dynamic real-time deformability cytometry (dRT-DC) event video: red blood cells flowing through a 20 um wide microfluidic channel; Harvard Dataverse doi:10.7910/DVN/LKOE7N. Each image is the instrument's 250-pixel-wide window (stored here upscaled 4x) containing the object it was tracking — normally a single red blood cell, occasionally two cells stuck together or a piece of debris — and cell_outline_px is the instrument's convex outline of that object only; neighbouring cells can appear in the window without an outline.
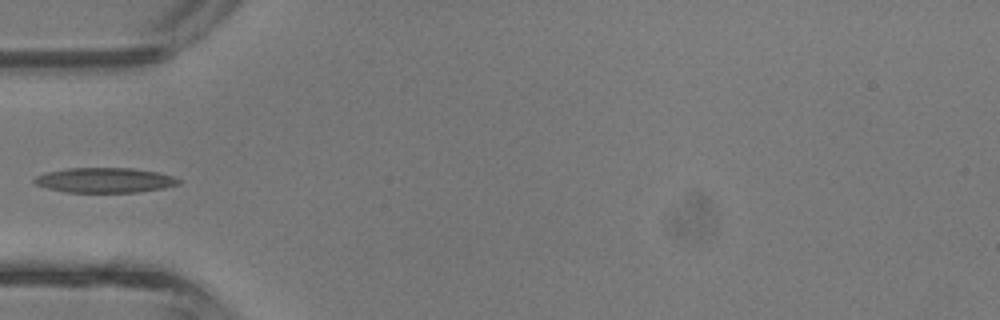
{"species": "common noctule bat (a hibernating species)", "species_latin": "Nyctalus noctula", "temperature_condition": "room temperature", "stored_images_in_passage": 5, "camera_frame_rate_fps": 3000, "um_per_image_px": 0.085, "animal": {"sex": "male", "body_mass_g": 13.3}, "frame": {"image": 1, "passage_image": 5, "time_ms": 1.333, "image_size_px": [1000, 320], "cell_outline_px": [[180, 184], [164, 188], [136, 192], [68, 192], [48, 188], [36, 184], [32, 180], [36, 176], [48, 172], [68, 168], [132, 168], [156, 172], [172, 176], [180, 180]], "centroid_in_image_um": [8.91, 15.31], "position_along_channel_um": 76.1, "area_um2": 20.75}}